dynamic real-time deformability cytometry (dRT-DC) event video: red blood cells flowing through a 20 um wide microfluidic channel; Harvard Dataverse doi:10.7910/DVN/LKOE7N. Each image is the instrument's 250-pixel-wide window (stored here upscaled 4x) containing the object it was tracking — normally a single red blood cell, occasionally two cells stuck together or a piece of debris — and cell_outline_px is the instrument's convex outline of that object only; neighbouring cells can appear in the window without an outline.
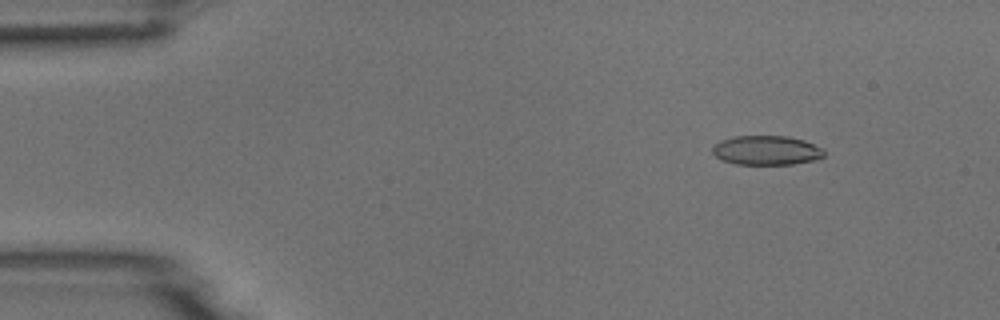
{"species": "common noctule bat (a hibernating species)", "species_latin": "Nyctalus noctula", "temperature_condition": "room temperature", "stored_images_in_passage": 54, "camera_frame_rate_fps": 3000, "um_per_image_px": 0.085, "animal": {"sex": "male", "body_mass_g": 18.8}, "frame": {"image": 1, "passage_image": 7, "time_ms": 2.0, "image_size_px": [1000, 320], "cell_outline_px": [[824, 156], [816, 160], [792, 164], [736, 164], [724, 160], [716, 156], [712, 152], [712, 148], [720, 140], [732, 136], [788, 136], [804, 140], [824, 148]], "centroid_in_image_um": [65.18, 12.77], "position_along_channel_um": 19.8, "area_um2": 19.13}}
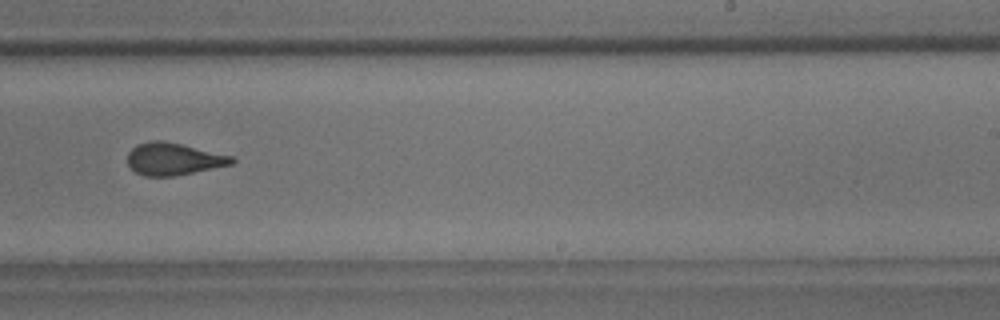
{"frame": {"image": 2, "passage_image": 34, "time_ms": 11.0, "image_size_px": [1000, 320], "cell_outline_px": [[236, 160], [232, 164], [172, 176], [144, 176], [136, 172], [128, 164], [128, 152], [136, 144], [152, 140], [164, 140], [232, 156]], "centroid_in_image_um": [14.71, 13.5], "position_along_channel_um": 274.3, "area_um2": 19.36}}
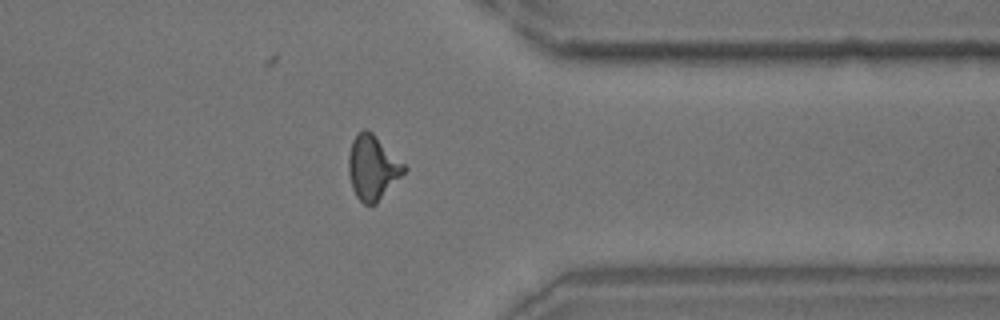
{"frame": {"image": 3, "passage_image": 43, "time_ms": 14.0, "image_size_px": [1000, 320], "cell_outline_px": [[408, 168], [376, 204], [364, 204], [356, 196], [352, 188], [348, 172], [348, 156], [352, 140], [356, 132], [364, 128], [368, 128]], "centroid_in_image_um": [31.64, 14.21], "position_along_channel_um": 379.8, "area_um2": 20.81}}